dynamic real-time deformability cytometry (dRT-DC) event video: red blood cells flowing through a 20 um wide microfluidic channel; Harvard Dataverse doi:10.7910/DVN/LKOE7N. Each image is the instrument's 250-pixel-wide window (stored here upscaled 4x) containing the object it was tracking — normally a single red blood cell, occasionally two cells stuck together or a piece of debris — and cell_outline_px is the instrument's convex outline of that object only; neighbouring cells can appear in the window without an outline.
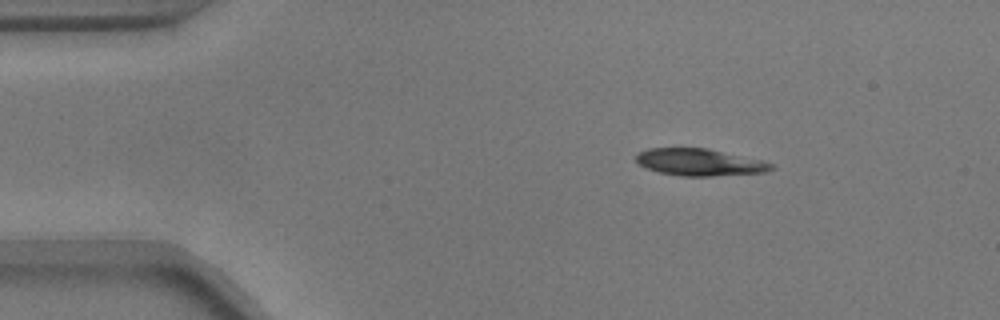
{"species": "common noctule bat (a hibernating species)", "species_latin": "Nyctalus noctula", "temperature_condition": "warm", "stored_images_in_passage": 46, "camera_frame_rate_fps": 3000, "um_per_image_px": 0.085, "animal": {"sex": "male", "body_mass_g": 17.9}, "frame": {"image": 1, "passage_image": 1, "time_ms": 0.0, "image_size_px": [1000, 320], "cell_outline_px": [[776, 168], [764, 172], [712, 176], [680, 176], [660, 172], [644, 168], [636, 160], [636, 152], [648, 148], [708, 148], [764, 160], [776, 164]], "centroid_in_image_um": [59.49, 13.78], "position_along_channel_um": 25.5, "area_um2": 21.56}}
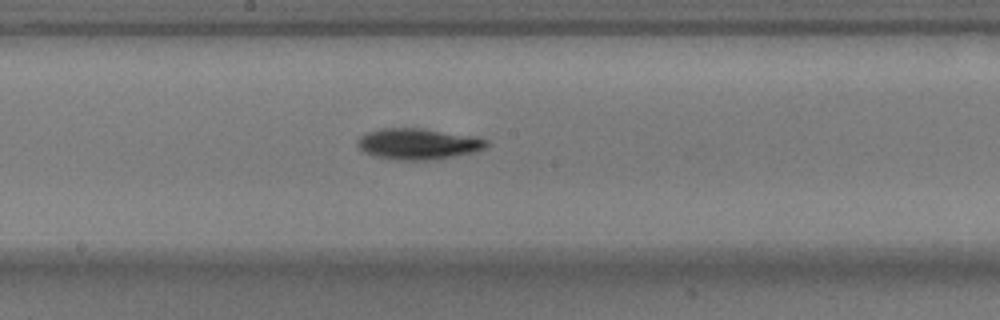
{"frame": {"image": 2, "passage_image": 21, "time_ms": 6.667, "image_size_px": [1000, 320], "cell_outline_px": [[492, 144], [476, 152], [436, 160], [396, 160], [376, 156], [364, 152], [356, 144], [356, 140], [360, 136], [368, 132], [380, 128], [420, 128], [476, 136], [488, 140]], "centroid_in_image_um": [35.59, 12.23], "position_along_channel_um": 212.6, "area_um2": 23.7}}
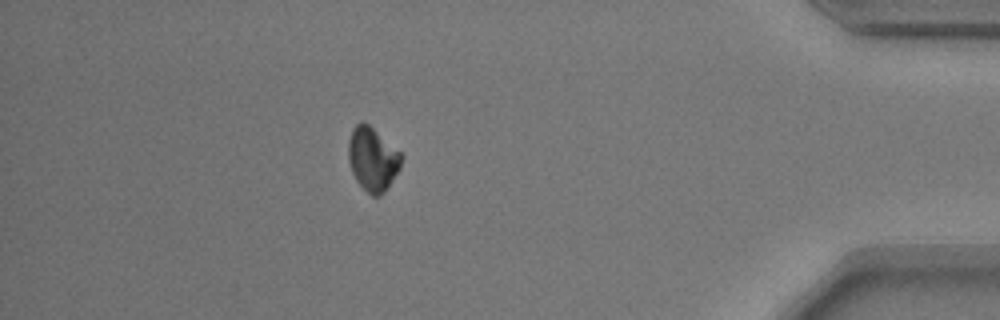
{"frame": {"image": 3, "passage_image": 40, "time_ms": 13.0, "image_size_px": [1000, 320], "cell_outline_px": [[404, 156], [400, 168], [384, 192], [380, 196], [372, 196], [356, 180], [352, 172], [348, 160], [348, 140], [352, 128], [360, 120], [368, 124], [400, 152]], "centroid_in_image_um": [31.66, 13.5], "position_along_channel_um": 403.5, "area_um2": 19.59}, "authors_computed_cell_mechanics": {"area_um2": 21.6172, "velocity_mm_per_s": 3.7289, "shape_relaxation_time_tau1_ms": 4.5188, "shape_relaxation_time_tau2_ms": null, "deformation_change_tau1": 0.1407, "deformation_change_tau2": null}}